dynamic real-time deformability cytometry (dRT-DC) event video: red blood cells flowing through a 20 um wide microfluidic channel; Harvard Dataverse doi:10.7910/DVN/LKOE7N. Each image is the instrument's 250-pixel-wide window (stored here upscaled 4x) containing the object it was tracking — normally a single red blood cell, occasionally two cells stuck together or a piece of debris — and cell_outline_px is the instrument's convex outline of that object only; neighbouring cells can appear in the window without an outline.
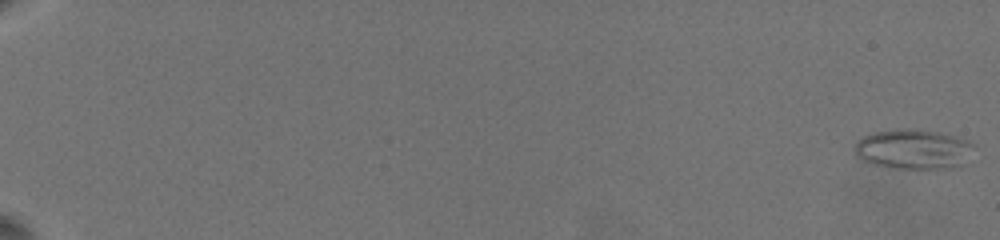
{"species": "common noctule bat (a hibernating species)", "species_latin": "Nyctalus noctula", "temperature_condition": "warm", "stored_images_in_passage": 55, "camera_frame_rate_fps": 3000, "um_per_image_px": 0.085, "animal": {"sex": "female", "body_mass_g": 19.5, "forearm_length_mm": 54.1}, "frame": {"image": 1, "passage_image": 1, "time_ms": 0.0, "image_size_px": [1000, 240], "cell_outline_px": [[976, 144], [960, 164], [944, 168], [888, 168], [872, 164], [860, 160], [856, 152], [856, 144], [864, 136], [876, 132], [900, 128], [908, 128], [940, 132], [956, 136], [968, 140]], "centroid_in_image_um": [77.61, 12.66], "position_along_channel_um": 7.4, "area_um2": 27.34}}
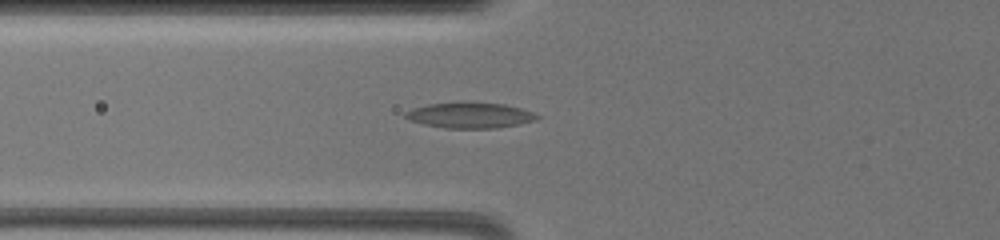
{"frame": {"image": 2, "passage_image": 41, "time_ms": 9.333, "image_size_px": [1000, 240], "cell_outline_px": [[540, 116], [536, 120], [520, 124], [496, 128], [444, 128], [424, 124], [408, 120], [404, 116], [404, 112], [412, 108], [428, 104], [464, 100], [468, 100], [504, 104], [520, 108], [532, 112]], "centroid_in_image_um": [39.91, 9.77], "position_along_channel_um": 85.9, "area_um2": 20.23}}
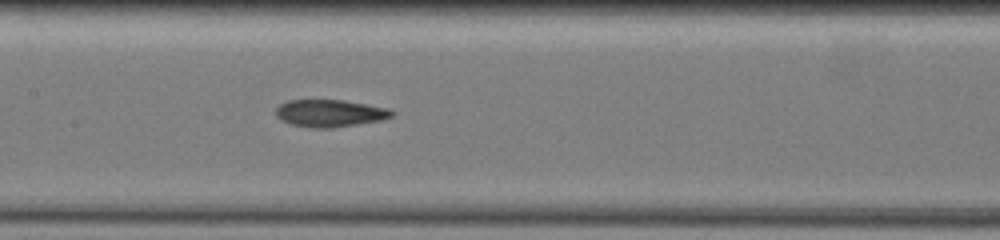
{"frame": {"image": 3, "passage_image": 54, "time_ms": 12.0, "image_size_px": [1000, 240], "cell_outline_px": [[396, 112], [392, 116], [380, 120], [332, 128], [312, 128], [292, 124], [280, 120], [276, 116], [276, 108], [280, 104], [288, 100], [344, 100], [388, 108]], "centroid_in_image_um": [28.02, 9.62], "position_along_channel_um": 179.4, "area_um2": 18.38}}